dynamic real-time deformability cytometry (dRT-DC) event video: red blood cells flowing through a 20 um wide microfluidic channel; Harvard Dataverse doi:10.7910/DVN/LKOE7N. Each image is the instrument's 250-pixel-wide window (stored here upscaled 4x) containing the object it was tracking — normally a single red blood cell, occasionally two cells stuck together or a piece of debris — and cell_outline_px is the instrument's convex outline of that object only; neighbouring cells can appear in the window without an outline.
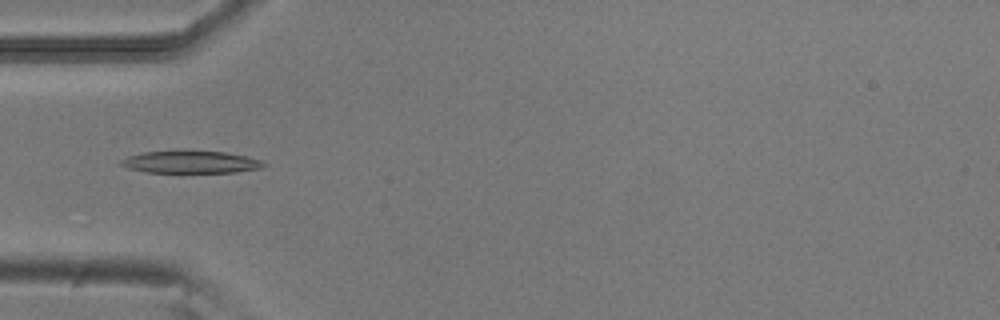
{"species": "common noctule bat (a hibernating species)", "species_latin": "Nyctalus noctula", "temperature_condition": "room temperature", "stored_images_in_passage": 5, "camera_frame_rate_fps": 3000, "um_per_image_px": 0.085, "animal": {"sex": "male", "body_mass_g": 20.5, "forearm_length_mm": 52.5}, "frame": {"image": 1, "passage_image": 5, "time_ms": 1.333, "image_size_px": [1000, 320], "cell_outline_px": [[268, 164], [260, 168], [236, 172], [148, 172], [128, 168], [120, 164], [120, 160], [128, 156], [144, 152], [224, 152], [248, 156], [260, 160]], "centroid_in_image_um": [16.24, 13.79], "position_along_channel_um": 68.8, "area_um2": 18.03}}